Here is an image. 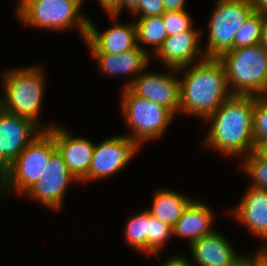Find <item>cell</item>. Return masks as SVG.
I'll return each instance as SVG.
<instances>
[{
	"instance_id": "cell-30",
	"label": "cell",
	"mask_w": 267,
	"mask_h": 266,
	"mask_svg": "<svg viewBox=\"0 0 267 266\" xmlns=\"http://www.w3.org/2000/svg\"><path fill=\"white\" fill-rule=\"evenodd\" d=\"M139 0H120L119 5L109 14L111 18L116 19L124 8L132 12L138 5Z\"/></svg>"
},
{
	"instance_id": "cell-14",
	"label": "cell",
	"mask_w": 267,
	"mask_h": 266,
	"mask_svg": "<svg viewBox=\"0 0 267 266\" xmlns=\"http://www.w3.org/2000/svg\"><path fill=\"white\" fill-rule=\"evenodd\" d=\"M115 25L99 32L91 20L88 21L86 41L91 53L117 54L134 49L137 46L135 24Z\"/></svg>"
},
{
	"instance_id": "cell-18",
	"label": "cell",
	"mask_w": 267,
	"mask_h": 266,
	"mask_svg": "<svg viewBox=\"0 0 267 266\" xmlns=\"http://www.w3.org/2000/svg\"><path fill=\"white\" fill-rule=\"evenodd\" d=\"M99 63L102 72L108 75L133 74L134 78L143 72L149 64L150 55L140 44L134 49L117 54L111 53H91Z\"/></svg>"
},
{
	"instance_id": "cell-37",
	"label": "cell",
	"mask_w": 267,
	"mask_h": 266,
	"mask_svg": "<svg viewBox=\"0 0 267 266\" xmlns=\"http://www.w3.org/2000/svg\"><path fill=\"white\" fill-rule=\"evenodd\" d=\"M235 266H246V255L242 257L241 261Z\"/></svg>"
},
{
	"instance_id": "cell-27",
	"label": "cell",
	"mask_w": 267,
	"mask_h": 266,
	"mask_svg": "<svg viewBox=\"0 0 267 266\" xmlns=\"http://www.w3.org/2000/svg\"><path fill=\"white\" fill-rule=\"evenodd\" d=\"M192 19L189 14L185 11H166L163 14V22L168 36L177 35L178 33L191 30Z\"/></svg>"
},
{
	"instance_id": "cell-16",
	"label": "cell",
	"mask_w": 267,
	"mask_h": 266,
	"mask_svg": "<svg viewBox=\"0 0 267 266\" xmlns=\"http://www.w3.org/2000/svg\"><path fill=\"white\" fill-rule=\"evenodd\" d=\"M232 244L215 230L190 244L193 259L198 266H235L242 256Z\"/></svg>"
},
{
	"instance_id": "cell-9",
	"label": "cell",
	"mask_w": 267,
	"mask_h": 266,
	"mask_svg": "<svg viewBox=\"0 0 267 266\" xmlns=\"http://www.w3.org/2000/svg\"><path fill=\"white\" fill-rule=\"evenodd\" d=\"M43 131L34 121L0 107V174Z\"/></svg>"
},
{
	"instance_id": "cell-15",
	"label": "cell",
	"mask_w": 267,
	"mask_h": 266,
	"mask_svg": "<svg viewBox=\"0 0 267 266\" xmlns=\"http://www.w3.org/2000/svg\"><path fill=\"white\" fill-rule=\"evenodd\" d=\"M200 31L191 29L177 35L168 36L161 48L154 55L158 57L168 69H177L192 65L202 49L199 46Z\"/></svg>"
},
{
	"instance_id": "cell-4",
	"label": "cell",
	"mask_w": 267,
	"mask_h": 266,
	"mask_svg": "<svg viewBox=\"0 0 267 266\" xmlns=\"http://www.w3.org/2000/svg\"><path fill=\"white\" fill-rule=\"evenodd\" d=\"M56 151L54 137L44 130L0 174V195L11 189L24 194L40 179Z\"/></svg>"
},
{
	"instance_id": "cell-31",
	"label": "cell",
	"mask_w": 267,
	"mask_h": 266,
	"mask_svg": "<svg viewBox=\"0 0 267 266\" xmlns=\"http://www.w3.org/2000/svg\"><path fill=\"white\" fill-rule=\"evenodd\" d=\"M166 11H182L185 10L186 0H163Z\"/></svg>"
},
{
	"instance_id": "cell-33",
	"label": "cell",
	"mask_w": 267,
	"mask_h": 266,
	"mask_svg": "<svg viewBox=\"0 0 267 266\" xmlns=\"http://www.w3.org/2000/svg\"><path fill=\"white\" fill-rule=\"evenodd\" d=\"M254 11L267 16V0H252Z\"/></svg>"
},
{
	"instance_id": "cell-32",
	"label": "cell",
	"mask_w": 267,
	"mask_h": 266,
	"mask_svg": "<svg viewBox=\"0 0 267 266\" xmlns=\"http://www.w3.org/2000/svg\"><path fill=\"white\" fill-rule=\"evenodd\" d=\"M190 262L191 261H189L185 257L178 255V256H173L167 262L161 265L162 266H193V264L191 265Z\"/></svg>"
},
{
	"instance_id": "cell-12",
	"label": "cell",
	"mask_w": 267,
	"mask_h": 266,
	"mask_svg": "<svg viewBox=\"0 0 267 266\" xmlns=\"http://www.w3.org/2000/svg\"><path fill=\"white\" fill-rule=\"evenodd\" d=\"M125 86L134 95L167 108L174 116L180 112V79L176 74L141 72Z\"/></svg>"
},
{
	"instance_id": "cell-11",
	"label": "cell",
	"mask_w": 267,
	"mask_h": 266,
	"mask_svg": "<svg viewBox=\"0 0 267 266\" xmlns=\"http://www.w3.org/2000/svg\"><path fill=\"white\" fill-rule=\"evenodd\" d=\"M74 181L79 182L56 151L50 157L40 179L24 194L41 202L45 207L59 210L68 184Z\"/></svg>"
},
{
	"instance_id": "cell-20",
	"label": "cell",
	"mask_w": 267,
	"mask_h": 266,
	"mask_svg": "<svg viewBox=\"0 0 267 266\" xmlns=\"http://www.w3.org/2000/svg\"><path fill=\"white\" fill-rule=\"evenodd\" d=\"M155 193L149 213L173 228L193 199L168 189H161Z\"/></svg>"
},
{
	"instance_id": "cell-2",
	"label": "cell",
	"mask_w": 267,
	"mask_h": 266,
	"mask_svg": "<svg viewBox=\"0 0 267 266\" xmlns=\"http://www.w3.org/2000/svg\"><path fill=\"white\" fill-rule=\"evenodd\" d=\"M255 96L232 95L207 120L212 121L206 145L225 155L247 156L254 151L253 107ZM247 152V154H246Z\"/></svg>"
},
{
	"instance_id": "cell-26",
	"label": "cell",
	"mask_w": 267,
	"mask_h": 266,
	"mask_svg": "<svg viewBox=\"0 0 267 266\" xmlns=\"http://www.w3.org/2000/svg\"><path fill=\"white\" fill-rule=\"evenodd\" d=\"M267 141V95L255 96L253 107V142L256 148Z\"/></svg>"
},
{
	"instance_id": "cell-13",
	"label": "cell",
	"mask_w": 267,
	"mask_h": 266,
	"mask_svg": "<svg viewBox=\"0 0 267 266\" xmlns=\"http://www.w3.org/2000/svg\"><path fill=\"white\" fill-rule=\"evenodd\" d=\"M47 131L54 137L68 170L81 182L89 172L95 144L83 137H73L65 128L51 125Z\"/></svg>"
},
{
	"instance_id": "cell-6",
	"label": "cell",
	"mask_w": 267,
	"mask_h": 266,
	"mask_svg": "<svg viewBox=\"0 0 267 266\" xmlns=\"http://www.w3.org/2000/svg\"><path fill=\"white\" fill-rule=\"evenodd\" d=\"M84 0H19L17 18L28 26L49 30H65L73 26L79 29L84 40L88 21L79 10Z\"/></svg>"
},
{
	"instance_id": "cell-23",
	"label": "cell",
	"mask_w": 267,
	"mask_h": 266,
	"mask_svg": "<svg viewBox=\"0 0 267 266\" xmlns=\"http://www.w3.org/2000/svg\"><path fill=\"white\" fill-rule=\"evenodd\" d=\"M263 21L264 16L254 11L236 32L234 48L259 44Z\"/></svg>"
},
{
	"instance_id": "cell-7",
	"label": "cell",
	"mask_w": 267,
	"mask_h": 266,
	"mask_svg": "<svg viewBox=\"0 0 267 266\" xmlns=\"http://www.w3.org/2000/svg\"><path fill=\"white\" fill-rule=\"evenodd\" d=\"M209 21L206 58H219L234 48L236 32L254 12L252 0H218Z\"/></svg>"
},
{
	"instance_id": "cell-8",
	"label": "cell",
	"mask_w": 267,
	"mask_h": 266,
	"mask_svg": "<svg viewBox=\"0 0 267 266\" xmlns=\"http://www.w3.org/2000/svg\"><path fill=\"white\" fill-rule=\"evenodd\" d=\"M121 102L122 115L133 133L128 137L138 146L146 140L159 138L174 117L167 108L134 95L126 87Z\"/></svg>"
},
{
	"instance_id": "cell-5",
	"label": "cell",
	"mask_w": 267,
	"mask_h": 266,
	"mask_svg": "<svg viewBox=\"0 0 267 266\" xmlns=\"http://www.w3.org/2000/svg\"><path fill=\"white\" fill-rule=\"evenodd\" d=\"M43 73L39 67H23L5 73L4 98H0V107L11 114L28 118L38 124V116L44 92Z\"/></svg>"
},
{
	"instance_id": "cell-3",
	"label": "cell",
	"mask_w": 267,
	"mask_h": 266,
	"mask_svg": "<svg viewBox=\"0 0 267 266\" xmlns=\"http://www.w3.org/2000/svg\"><path fill=\"white\" fill-rule=\"evenodd\" d=\"M218 59L225 68L232 95H267V50L260 43L233 48Z\"/></svg>"
},
{
	"instance_id": "cell-21",
	"label": "cell",
	"mask_w": 267,
	"mask_h": 266,
	"mask_svg": "<svg viewBox=\"0 0 267 266\" xmlns=\"http://www.w3.org/2000/svg\"><path fill=\"white\" fill-rule=\"evenodd\" d=\"M137 42L154 46V55L161 48L168 34L163 22V15L138 18L135 21Z\"/></svg>"
},
{
	"instance_id": "cell-35",
	"label": "cell",
	"mask_w": 267,
	"mask_h": 266,
	"mask_svg": "<svg viewBox=\"0 0 267 266\" xmlns=\"http://www.w3.org/2000/svg\"><path fill=\"white\" fill-rule=\"evenodd\" d=\"M260 44L267 50V16H264L262 24Z\"/></svg>"
},
{
	"instance_id": "cell-29",
	"label": "cell",
	"mask_w": 267,
	"mask_h": 266,
	"mask_svg": "<svg viewBox=\"0 0 267 266\" xmlns=\"http://www.w3.org/2000/svg\"><path fill=\"white\" fill-rule=\"evenodd\" d=\"M260 248L256 254L246 255V266H267V248L265 246Z\"/></svg>"
},
{
	"instance_id": "cell-24",
	"label": "cell",
	"mask_w": 267,
	"mask_h": 266,
	"mask_svg": "<svg viewBox=\"0 0 267 266\" xmlns=\"http://www.w3.org/2000/svg\"><path fill=\"white\" fill-rule=\"evenodd\" d=\"M242 159V169L253 180L250 187L267 191V160L255 150Z\"/></svg>"
},
{
	"instance_id": "cell-10",
	"label": "cell",
	"mask_w": 267,
	"mask_h": 266,
	"mask_svg": "<svg viewBox=\"0 0 267 266\" xmlns=\"http://www.w3.org/2000/svg\"><path fill=\"white\" fill-rule=\"evenodd\" d=\"M139 146L127 136H116L95 145L88 174L81 181L102 179L122 170Z\"/></svg>"
},
{
	"instance_id": "cell-36",
	"label": "cell",
	"mask_w": 267,
	"mask_h": 266,
	"mask_svg": "<svg viewBox=\"0 0 267 266\" xmlns=\"http://www.w3.org/2000/svg\"><path fill=\"white\" fill-rule=\"evenodd\" d=\"M255 151L264 159L267 160V141L259 144Z\"/></svg>"
},
{
	"instance_id": "cell-1",
	"label": "cell",
	"mask_w": 267,
	"mask_h": 266,
	"mask_svg": "<svg viewBox=\"0 0 267 266\" xmlns=\"http://www.w3.org/2000/svg\"><path fill=\"white\" fill-rule=\"evenodd\" d=\"M192 66H185L180 80V111L207 119L232 96L227 84L225 68L218 58H206Z\"/></svg>"
},
{
	"instance_id": "cell-25",
	"label": "cell",
	"mask_w": 267,
	"mask_h": 266,
	"mask_svg": "<svg viewBox=\"0 0 267 266\" xmlns=\"http://www.w3.org/2000/svg\"><path fill=\"white\" fill-rule=\"evenodd\" d=\"M173 235V228L161 222L149 213L148 228V254H153L158 259L159 250L165 242Z\"/></svg>"
},
{
	"instance_id": "cell-28",
	"label": "cell",
	"mask_w": 267,
	"mask_h": 266,
	"mask_svg": "<svg viewBox=\"0 0 267 266\" xmlns=\"http://www.w3.org/2000/svg\"><path fill=\"white\" fill-rule=\"evenodd\" d=\"M166 12L163 0H139L137 7L131 12L133 15L140 13L139 18L163 15Z\"/></svg>"
},
{
	"instance_id": "cell-22",
	"label": "cell",
	"mask_w": 267,
	"mask_h": 266,
	"mask_svg": "<svg viewBox=\"0 0 267 266\" xmlns=\"http://www.w3.org/2000/svg\"><path fill=\"white\" fill-rule=\"evenodd\" d=\"M125 227V236L130 246L148 254L149 211L134 215Z\"/></svg>"
},
{
	"instance_id": "cell-17",
	"label": "cell",
	"mask_w": 267,
	"mask_h": 266,
	"mask_svg": "<svg viewBox=\"0 0 267 266\" xmlns=\"http://www.w3.org/2000/svg\"><path fill=\"white\" fill-rule=\"evenodd\" d=\"M234 209V217L254 235L267 241V191L249 187Z\"/></svg>"
},
{
	"instance_id": "cell-19",
	"label": "cell",
	"mask_w": 267,
	"mask_h": 266,
	"mask_svg": "<svg viewBox=\"0 0 267 266\" xmlns=\"http://www.w3.org/2000/svg\"><path fill=\"white\" fill-rule=\"evenodd\" d=\"M213 212L210 207L195 199L183 211L173 227V235L189 239V243L212 233Z\"/></svg>"
},
{
	"instance_id": "cell-34",
	"label": "cell",
	"mask_w": 267,
	"mask_h": 266,
	"mask_svg": "<svg viewBox=\"0 0 267 266\" xmlns=\"http://www.w3.org/2000/svg\"><path fill=\"white\" fill-rule=\"evenodd\" d=\"M120 0H99L103 9L110 14L118 5Z\"/></svg>"
}]
</instances>
